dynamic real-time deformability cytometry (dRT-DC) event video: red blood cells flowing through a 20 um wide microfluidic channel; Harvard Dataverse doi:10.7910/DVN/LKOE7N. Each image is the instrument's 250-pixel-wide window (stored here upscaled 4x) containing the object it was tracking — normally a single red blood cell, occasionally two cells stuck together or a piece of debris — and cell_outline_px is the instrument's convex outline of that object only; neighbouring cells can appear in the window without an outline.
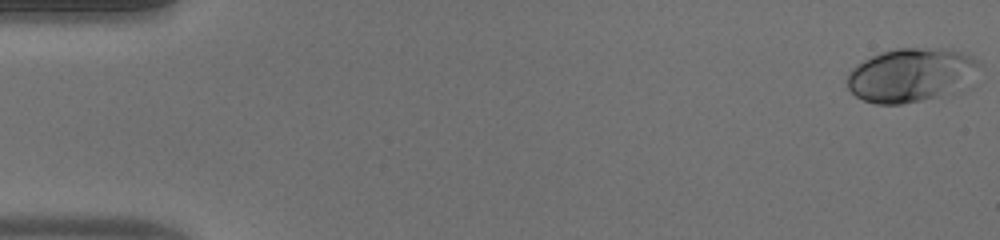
{"species": "human", "species_latin": "Homo sapiens", "temperature_condition": "warm", "stored_images_in_passage": 51, "camera_frame_rate_fps": 3000, "um_per_image_px": 0.085, "donor": {"sex": "male"}, "frame": {"image": 1, "passage_image": 1, "time_ms": 0.0, "image_size_px": [1000, 240], "cell_outline_px": [[980, 64], [960, 88], [952, 92], [920, 100], [900, 104], [876, 104], [864, 100], [856, 96], [848, 88], [844, 80], [848, 72], [856, 64], [880, 52], [896, 48], [952, 48], [972, 56], [980, 60]], "centroid_in_image_um": [77.36, 6.35], "position_along_channel_um": 7.6, "area_um2": 41.15}}
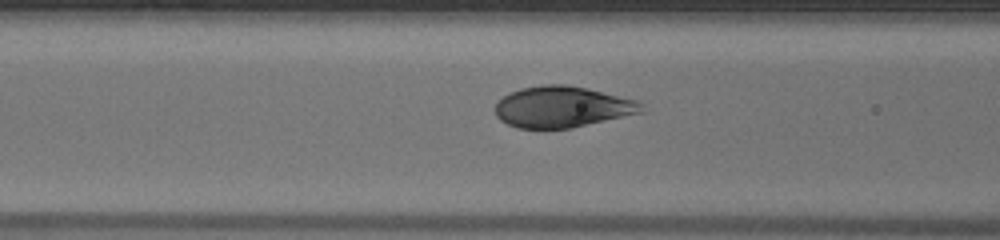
{"frame": {"image": 2, "passage_image": 21, "time_ms": 6.667, "image_size_px": [1000, 240], "cell_outline_px": [[644, 112], [572, 128], [516, 128], [500, 120], [496, 116], [496, 104], [504, 96], [520, 88], [544, 84], [568, 84], [588, 88], [636, 100], [644, 104]], "centroid_in_image_um": [47.82, 9.08], "position_along_channel_um": 118.8, "area_um2": 35.14}}
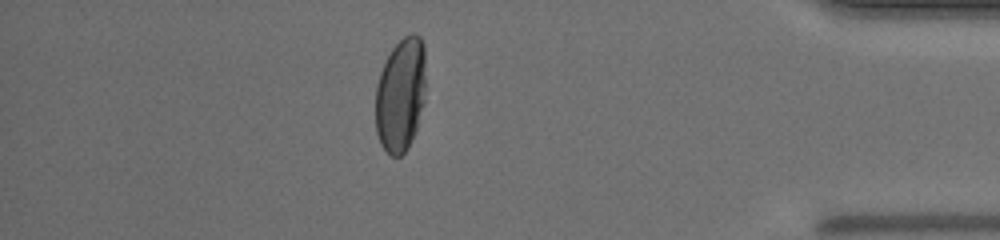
{"frame": {"image": 3, "passage_image": 45, "time_ms": 14.667, "image_size_px": [1000, 240], "cell_outline_px": [[424, 100], [416, 128], [408, 148], [400, 156], [392, 156], [380, 144], [376, 132], [376, 84], [380, 72], [392, 48], [404, 36], [412, 32], [420, 36], [424, 44]], "centroid_in_image_um": [34.04, 8.04], "position_along_channel_um": 401.2, "area_um2": 33.18}, "authors_computed_cell_mechanics": {"area_um2": 36.5874, "velocity_mm_per_s": 4.001, "shape_relaxation_time_tau1_ms": 3.9366, "shape_relaxation_time_tau2_ms": null, "deformation_change_tau1": 0.2063, "deformation_change_tau2": null}}